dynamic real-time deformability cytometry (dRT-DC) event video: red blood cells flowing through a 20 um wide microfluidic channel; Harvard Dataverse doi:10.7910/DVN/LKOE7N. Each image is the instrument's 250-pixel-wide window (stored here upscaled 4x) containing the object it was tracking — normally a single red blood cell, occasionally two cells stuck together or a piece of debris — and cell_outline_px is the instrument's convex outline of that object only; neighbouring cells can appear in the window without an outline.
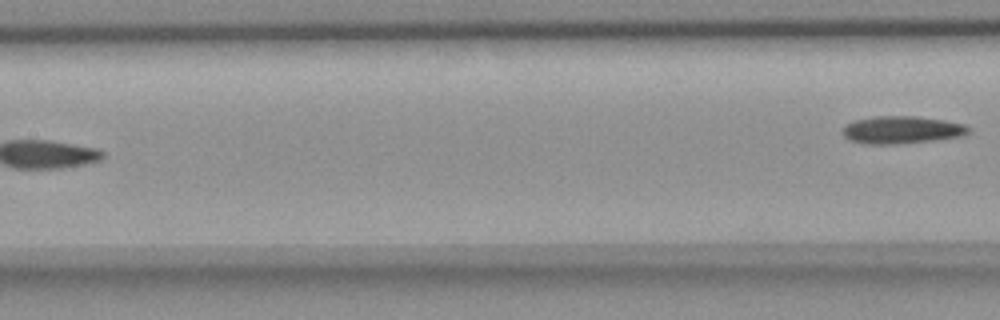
{"species": "common noctule bat (a hibernating species)", "species_latin": "Nyctalus noctula", "temperature_condition": "room temperature", "stored_images_in_passage": 8, "segment_of_instrument_passage": [2, 2], "camera_frame_rate_fps": 3000, "um_per_image_px": 0.085, "animal": {"sex": "female", "body_mass_g": 18.4}, "frame": {"image": 1, "passage_image": 8, "time_ms": 9.0, "image_size_px": [1000, 320], "cell_outline_px": [[968, 132], [960, 136], [932, 140], [896, 144], [864, 144], [848, 140], [840, 132], [844, 124], [852, 120], [876, 116], [916, 116], [944, 120], [964, 124], [968, 128]], "centroid_in_image_um": [76.53, 11.03], "position_along_channel_um": 130.9, "area_um2": 20.29}}